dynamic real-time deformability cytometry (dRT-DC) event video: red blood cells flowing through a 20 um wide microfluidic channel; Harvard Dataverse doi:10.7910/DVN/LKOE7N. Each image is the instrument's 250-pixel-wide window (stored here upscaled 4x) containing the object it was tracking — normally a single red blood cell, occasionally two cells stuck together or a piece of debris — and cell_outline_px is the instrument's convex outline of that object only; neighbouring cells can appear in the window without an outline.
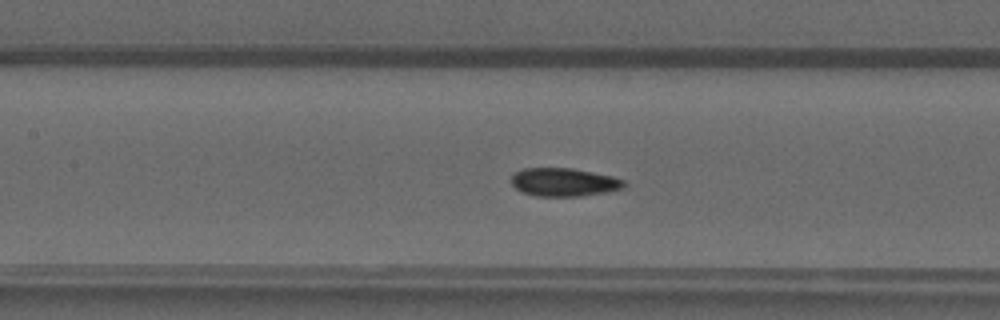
{"species": "common noctule bat (a hibernating species)", "species_latin": "Nyctalus noctula", "temperature_condition": "warm", "stored_images_in_passage": 41, "camera_frame_rate_fps": 3000, "um_per_image_px": 0.085, "animal": {"sex": "male", "forearm_length_mm": 52.5}, "frame": {"image": 1, "passage_image": 15, "time_ms": 4.667, "image_size_px": [1000, 320], "cell_outline_px": [[624, 188], [608, 192], [580, 196], [536, 196], [520, 192], [512, 184], [512, 176], [516, 172], [524, 168], [572, 168], [612, 176], [624, 180]], "centroid_in_image_um": [47.93, 15.49], "position_along_channel_um": 159.5, "area_um2": 18.55}}
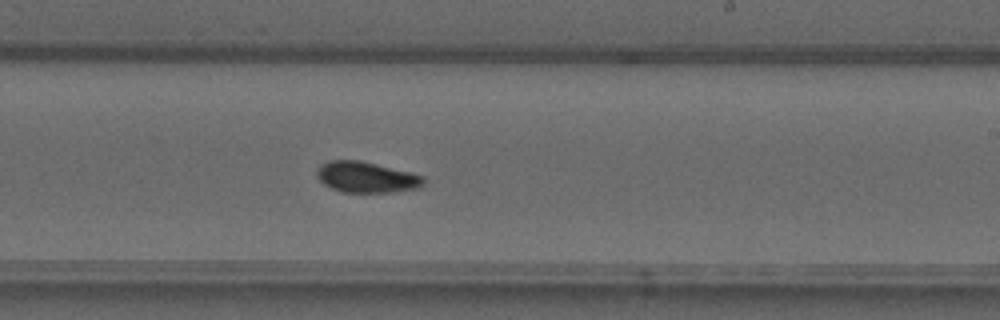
{"frame": {"image": 2, "passage_image": 22, "time_ms": 7.0, "image_size_px": [1000, 320], "cell_outline_px": [[424, 184], [420, 188], [396, 192], [344, 192], [332, 188], [324, 184], [316, 176], [316, 168], [320, 164], [328, 160], [360, 160], [424, 176]], "centroid_in_image_um": [31.12, 15.06], "position_along_channel_um": 257.9, "area_um2": 19.25}}
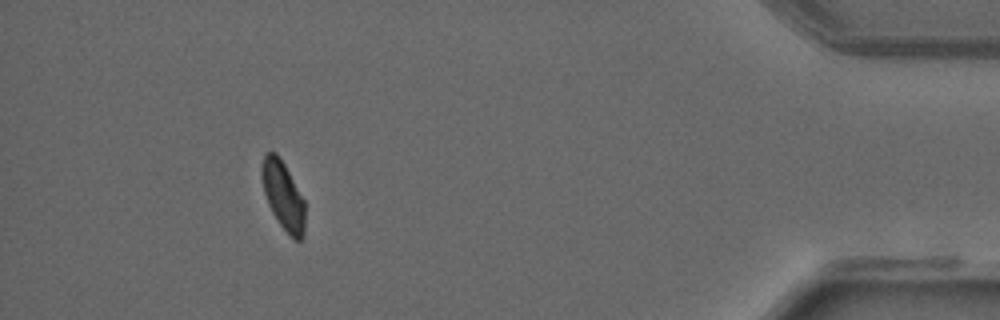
{"frame": {"image": 3, "passage_image": 37, "time_ms": 12.0, "image_size_px": [1000, 320], "cell_outline_px": [[304, 236], [300, 240], [296, 240], [280, 224], [272, 212], [268, 204], [264, 192], [260, 172], [260, 168], [264, 156], [268, 152], [276, 152], [284, 164], [304, 200]], "centroid_in_image_um": [24.04, 16.6], "position_along_channel_um": 411.2, "area_um2": 16.88}}